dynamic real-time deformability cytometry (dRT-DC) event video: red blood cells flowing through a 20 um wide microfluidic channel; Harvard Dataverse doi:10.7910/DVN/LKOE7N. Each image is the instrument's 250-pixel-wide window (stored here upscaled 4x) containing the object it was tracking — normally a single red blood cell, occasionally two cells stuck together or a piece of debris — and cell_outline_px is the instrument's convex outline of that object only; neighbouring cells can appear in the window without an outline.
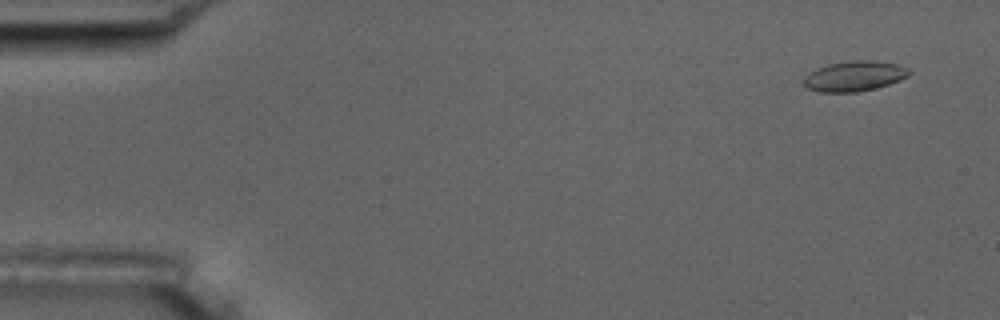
{"species": "common noctule bat (a hibernating species)", "species_latin": "Nyctalus noctula", "temperature_condition": "room temperature", "stored_images_in_passage": 51, "camera_frame_rate_fps": 3000, "um_per_image_px": 0.085, "animal": {"sex": "male", "body_mass_g": 17.5, "forearm_length_mm": 52.3}, "frame": {"image": 1, "passage_image": 1, "time_ms": 0.0, "image_size_px": [1000, 320], "cell_outline_px": [[908, 76], [888, 84], [876, 88], [856, 92], [820, 92], [808, 88], [804, 84], [804, 76], [816, 68], [828, 64], [852, 60], [872, 60], [896, 64], [908, 68]], "centroid_in_image_um": [72.58, 6.46], "position_along_channel_um": 12.4, "area_um2": 18.38}}
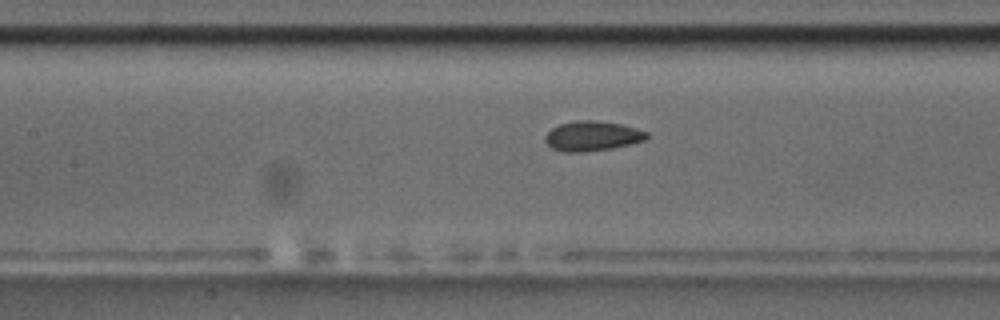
{"frame": {"image": 2, "passage_image": 22, "time_ms": 7.0, "image_size_px": [1000, 320], "cell_outline_px": [[648, 140], [632, 144], [612, 148], [584, 152], [564, 152], [552, 148], [544, 140], [544, 136], [552, 128], [560, 124], [576, 120], [596, 120], [624, 124], [648, 132]], "centroid_in_image_um": [50.38, 11.56], "position_along_channel_um": 157.0, "area_um2": 17.92}}
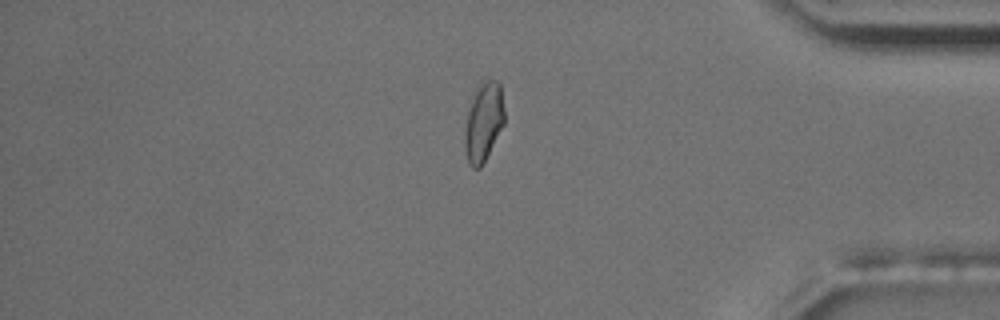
{"frame": {"image": 3, "passage_image": 43, "time_ms": 14.0, "image_size_px": [1000, 320], "cell_outline_px": [[504, 124], [480, 168], [472, 168], [468, 164], [464, 148], [464, 132], [468, 112], [472, 100], [480, 80], [496, 80], [500, 84], [504, 108]], "centroid_in_image_um": [41.09, 10.37], "position_along_channel_um": 394.1, "area_um2": 18.15}, "authors_computed_cell_mechanics": {"area_um2": 17.5134, "velocity_mm_per_s": 3.7696, "shape_relaxation_time_tau1_ms": 2.4159, "shape_relaxation_time_tau2_ms": 1.8038, "deformation_change_tau1": 0.1027, "deformation_change_tau2": 0.0706}}